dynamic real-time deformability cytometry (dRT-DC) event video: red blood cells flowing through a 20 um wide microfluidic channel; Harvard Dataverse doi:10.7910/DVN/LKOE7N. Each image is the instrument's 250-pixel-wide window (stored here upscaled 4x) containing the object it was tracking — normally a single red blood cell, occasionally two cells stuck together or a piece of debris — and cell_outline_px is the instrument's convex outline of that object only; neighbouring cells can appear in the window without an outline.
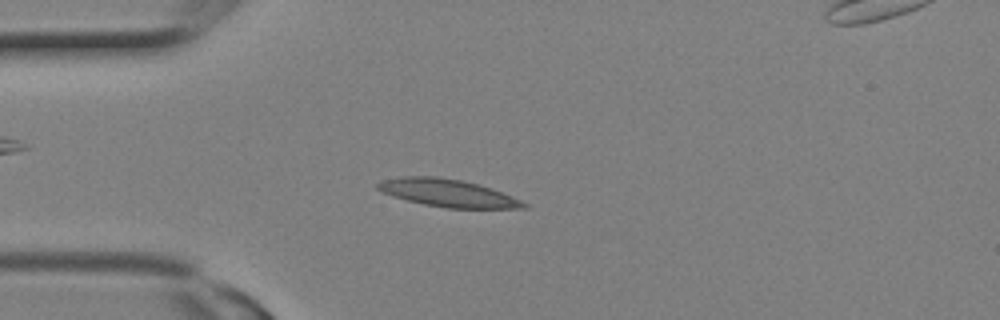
{"species": "Egyptian fruit bat (a non-hibernating species)", "species_latin": "Rousettus aegyptiacus", "temperature_condition": "room temperature", "stored_images_in_passage": 10, "camera_frame_rate_fps": 3000, "um_per_image_px": 0.085, "animal": {"sex": "female"}, "frame": {"image": 1, "passage_image": 6, "time_ms": 1.667, "image_size_px": [1000, 320], "cell_outline_px": [[528, 208], [448, 208], [424, 204], [392, 196], [380, 192], [376, 188], [376, 184], [380, 180], [400, 176], [436, 176], [460, 180], [480, 184], [492, 188], [512, 196], [528, 204]], "centroid_in_image_um": [38.02, 16.39], "position_along_channel_um": 47.0, "area_um2": 23.58}}
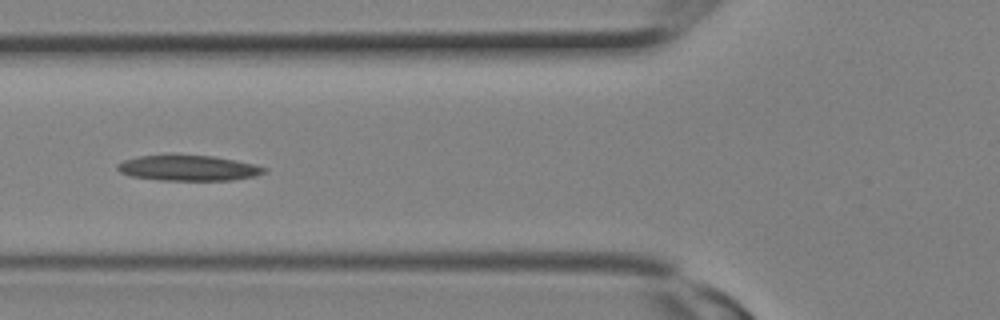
{"frame": {"image": 2, "passage_image": 9, "time_ms": 2.667, "image_size_px": [1000, 320], "cell_outline_px": [[268, 168], [264, 172], [256, 176], [232, 180], [160, 180], [132, 176], [120, 172], [116, 168], [116, 164], [124, 160], [140, 156], [164, 152], [172, 152], [216, 156], [236, 160]], "centroid_in_image_um": [15.96, 14.23], "position_along_channel_um": 109.8, "area_um2": 22.66}}